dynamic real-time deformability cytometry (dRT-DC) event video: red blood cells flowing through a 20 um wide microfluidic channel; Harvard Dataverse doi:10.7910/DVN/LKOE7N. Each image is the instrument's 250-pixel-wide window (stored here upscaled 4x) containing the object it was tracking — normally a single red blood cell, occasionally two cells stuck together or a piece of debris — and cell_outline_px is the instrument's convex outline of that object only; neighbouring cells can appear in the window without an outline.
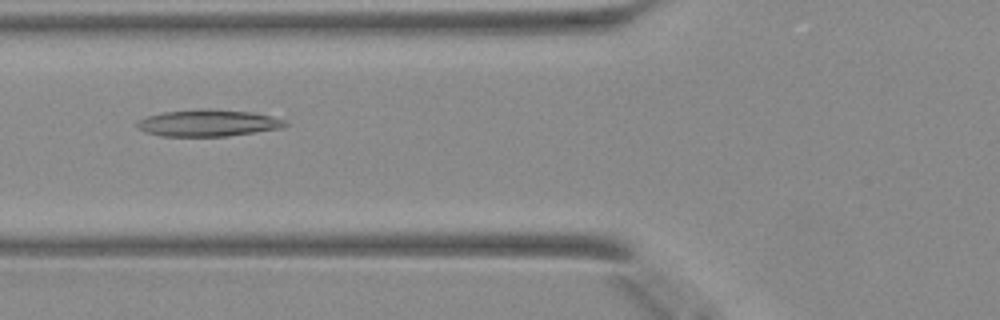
{"species": "Egyptian fruit bat (a non-hibernating species)", "species_latin": "Rousettus aegyptiacus", "temperature_condition": "warm", "stored_images_in_passage": 11, "camera_frame_rate_fps": 3000, "um_per_image_px": 0.085, "animal": {"sex": "female"}, "frame": {"image": 1, "passage_image": 9, "time_ms": 2.667, "image_size_px": [1000, 320], "cell_outline_px": [[288, 124], [280, 128], [228, 136], [160, 136], [148, 132], [140, 128], [136, 124], [136, 120], [148, 116], [164, 112], [200, 108], [204, 108], [252, 112], [272, 116], [284, 120]], "centroid_in_image_um": [17.68, 10.44], "position_along_channel_um": 108.1, "area_um2": 22.95}}